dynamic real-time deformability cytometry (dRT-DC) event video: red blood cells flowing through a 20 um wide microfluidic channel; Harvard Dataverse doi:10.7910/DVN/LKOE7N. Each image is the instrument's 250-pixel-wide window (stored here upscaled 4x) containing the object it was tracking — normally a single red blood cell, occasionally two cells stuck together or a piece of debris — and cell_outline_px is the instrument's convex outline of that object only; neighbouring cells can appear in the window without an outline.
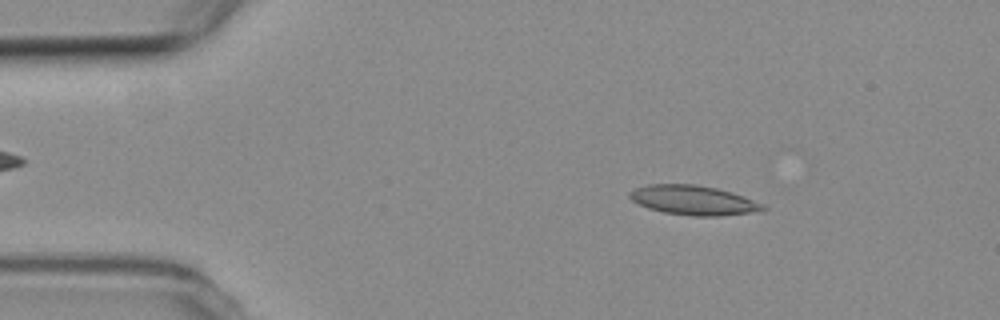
{"species": "common noctule bat (a hibernating species)", "species_latin": "Nyctalus noctula", "temperature_condition": "room temperature", "stored_images_in_passage": 53, "camera_frame_rate_fps": 3000, "um_per_image_px": 0.085, "animal": {"sex": "female", "body_mass_g": 19.3, "forearm_length_mm": 54.1}, "frame": {"image": 1, "passage_image": 7, "time_ms": 2.0, "image_size_px": [1000, 320], "cell_outline_px": [[768, 208], [748, 212], [720, 216], [692, 216], [664, 212], [648, 208], [632, 200], [628, 196], [628, 192], [636, 188], [648, 184], [696, 184], [716, 188], [732, 192], [764, 204]], "centroid_in_image_um": [58.9, 17.01], "position_along_channel_um": 26.1, "area_um2": 22.72}}
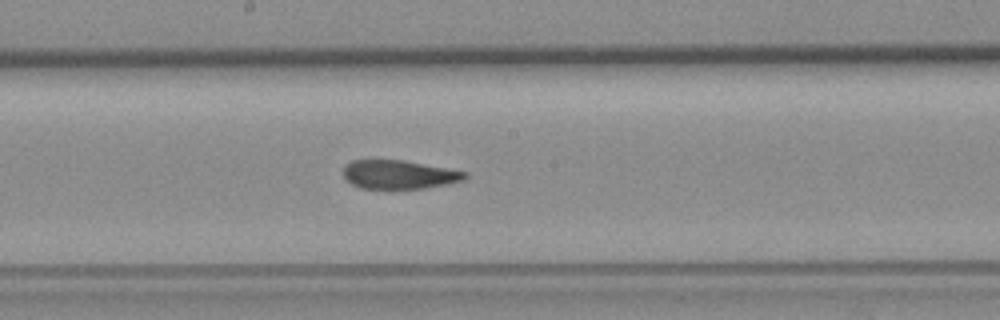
{"frame": {"image": 2, "passage_image": 27, "time_ms": 8.667, "image_size_px": [1000, 320], "cell_outline_px": [[468, 176], [464, 180], [448, 184], [424, 188], [360, 188], [344, 180], [344, 164], [352, 160], [404, 160], [468, 172]], "centroid_in_image_um": [33.91, 14.83], "position_along_channel_um": 214.3, "area_um2": 20.4}}
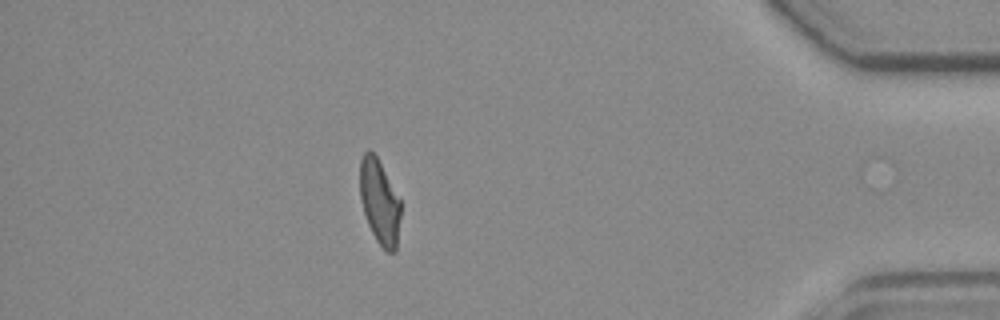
{"frame": {"image": 3, "passage_image": 46, "time_ms": 15.0, "image_size_px": [1000, 320], "cell_outline_px": [[400, 216], [396, 252], [388, 252], [376, 240], [368, 224], [360, 200], [360, 160], [364, 152], [368, 148], [376, 156], [400, 200]], "centroid_in_image_um": [32.25, 17.16], "position_along_channel_um": 403.0, "area_um2": 19.83}, "authors_computed_cell_mechanics": {"area_um2": 21.8484, "velocity_mm_per_s": 3.7582, "shape_relaxation_time_tau1_ms": null, "shape_relaxation_time_tau2_ms": 1.9845, "deformation_change_tau1": null, "deformation_change_tau2": 0.0858}}